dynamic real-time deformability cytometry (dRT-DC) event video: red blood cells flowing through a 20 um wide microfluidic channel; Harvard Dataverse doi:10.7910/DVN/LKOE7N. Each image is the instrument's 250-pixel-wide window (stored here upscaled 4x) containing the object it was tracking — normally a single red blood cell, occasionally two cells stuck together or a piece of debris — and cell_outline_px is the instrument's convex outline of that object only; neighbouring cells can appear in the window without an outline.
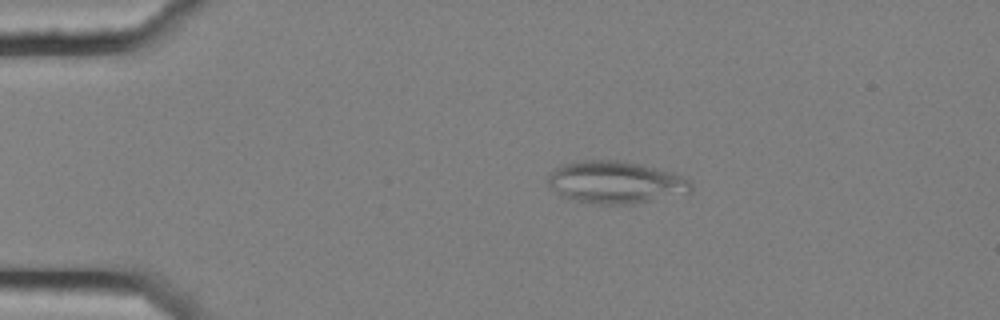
{"species": "common noctule bat (a hibernating species)", "species_latin": "Nyctalus noctula", "temperature_condition": "cold", "stored_images_in_passage": 4, "camera_frame_rate_fps": 3000, "um_per_image_px": 0.085, "animal": {"sex": "female", "body_mass_g": 25.1}, "frame": {"image": 1, "passage_image": 3, "time_ms": 0.667, "image_size_px": [1000, 320], "cell_outline_px": [[692, 192], [632, 204], [604, 204], [576, 200], [560, 196], [548, 188], [548, 176], [556, 168], [564, 164], [580, 160], [620, 160], [640, 164], [672, 172], [684, 176], [692, 180]], "centroid_in_image_um": [52.33, 15.49], "position_along_channel_um": 32.7, "area_um2": 35.37}}